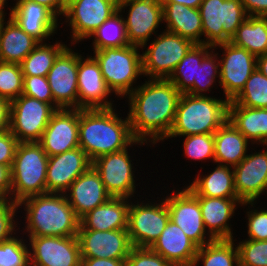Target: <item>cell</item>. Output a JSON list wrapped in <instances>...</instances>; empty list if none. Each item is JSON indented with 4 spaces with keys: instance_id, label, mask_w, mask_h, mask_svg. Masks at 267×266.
<instances>
[{
    "instance_id": "cell-1",
    "label": "cell",
    "mask_w": 267,
    "mask_h": 266,
    "mask_svg": "<svg viewBox=\"0 0 267 266\" xmlns=\"http://www.w3.org/2000/svg\"><path fill=\"white\" fill-rule=\"evenodd\" d=\"M181 93L168 79H149L128 98L133 137L152 145L168 137Z\"/></svg>"
},
{
    "instance_id": "cell-2",
    "label": "cell",
    "mask_w": 267,
    "mask_h": 266,
    "mask_svg": "<svg viewBox=\"0 0 267 266\" xmlns=\"http://www.w3.org/2000/svg\"><path fill=\"white\" fill-rule=\"evenodd\" d=\"M114 108L79 109V147L89 159L148 144L133 137L129 117H119Z\"/></svg>"
},
{
    "instance_id": "cell-3",
    "label": "cell",
    "mask_w": 267,
    "mask_h": 266,
    "mask_svg": "<svg viewBox=\"0 0 267 266\" xmlns=\"http://www.w3.org/2000/svg\"><path fill=\"white\" fill-rule=\"evenodd\" d=\"M23 205L27 236H77L80 219L63 193H45L28 197Z\"/></svg>"
},
{
    "instance_id": "cell-4",
    "label": "cell",
    "mask_w": 267,
    "mask_h": 266,
    "mask_svg": "<svg viewBox=\"0 0 267 266\" xmlns=\"http://www.w3.org/2000/svg\"><path fill=\"white\" fill-rule=\"evenodd\" d=\"M227 99L183 93L168 137L214 134L228 120Z\"/></svg>"
},
{
    "instance_id": "cell-5",
    "label": "cell",
    "mask_w": 267,
    "mask_h": 266,
    "mask_svg": "<svg viewBox=\"0 0 267 266\" xmlns=\"http://www.w3.org/2000/svg\"><path fill=\"white\" fill-rule=\"evenodd\" d=\"M49 156L38 142L19 143L11 166V201L46 193Z\"/></svg>"
},
{
    "instance_id": "cell-6",
    "label": "cell",
    "mask_w": 267,
    "mask_h": 266,
    "mask_svg": "<svg viewBox=\"0 0 267 266\" xmlns=\"http://www.w3.org/2000/svg\"><path fill=\"white\" fill-rule=\"evenodd\" d=\"M141 47L126 45L119 48L93 50L108 88L118 97L128 96L135 88L142 71Z\"/></svg>"
},
{
    "instance_id": "cell-7",
    "label": "cell",
    "mask_w": 267,
    "mask_h": 266,
    "mask_svg": "<svg viewBox=\"0 0 267 266\" xmlns=\"http://www.w3.org/2000/svg\"><path fill=\"white\" fill-rule=\"evenodd\" d=\"M198 9L202 19L203 44L212 47L230 42L248 17L240 0H203Z\"/></svg>"
},
{
    "instance_id": "cell-8",
    "label": "cell",
    "mask_w": 267,
    "mask_h": 266,
    "mask_svg": "<svg viewBox=\"0 0 267 266\" xmlns=\"http://www.w3.org/2000/svg\"><path fill=\"white\" fill-rule=\"evenodd\" d=\"M142 53L143 75L149 79H168L175 67L195 45L191 40L164 30Z\"/></svg>"
},
{
    "instance_id": "cell-9",
    "label": "cell",
    "mask_w": 267,
    "mask_h": 266,
    "mask_svg": "<svg viewBox=\"0 0 267 266\" xmlns=\"http://www.w3.org/2000/svg\"><path fill=\"white\" fill-rule=\"evenodd\" d=\"M55 111L50 104L21 94L11 101L10 131L19 143L39 142Z\"/></svg>"
},
{
    "instance_id": "cell-10",
    "label": "cell",
    "mask_w": 267,
    "mask_h": 266,
    "mask_svg": "<svg viewBox=\"0 0 267 266\" xmlns=\"http://www.w3.org/2000/svg\"><path fill=\"white\" fill-rule=\"evenodd\" d=\"M143 202H131L128 208L127 231L133 247H150L170 220L165 198L158 204Z\"/></svg>"
},
{
    "instance_id": "cell-11",
    "label": "cell",
    "mask_w": 267,
    "mask_h": 266,
    "mask_svg": "<svg viewBox=\"0 0 267 266\" xmlns=\"http://www.w3.org/2000/svg\"><path fill=\"white\" fill-rule=\"evenodd\" d=\"M119 0H73L66 6L65 22L71 27V44L90 38L91 34L118 11Z\"/></svg>"
},
{
    "instance_id": "cell-12",
    "label": "cell",
    "mask_w": 267,
    "mask_h": 266,
    "mask_svg": "<svg viewBox=\"0 0 267 266\" xmlns=\"http://www.w3.org/2000/svg\"><path fill=\"white\" fill-rule=\"evenodd\" d=\"M78 53L66 46L47 74L53 96V108L78 109Z\"/></svg>"
},
{
    "instance_id": "cell-13",
    "label": "cell",
    "mask_w": 267,
    "mask_h": 266,
    "mask_svg": "<svg viewBox=\"0 0 267 266\" xmlns=\"http://www.w3.org/2000/svg\"><path fill=\"white\" fill-rule=\"evenodd\" d=\"M126 7H129L127 18H124L128 42L143 50L163 23L161 0H119L118 10L124 12Z\"/></svg>"
},
{
    "instance_id": "cell-14",
    "label": "cell",
    "mask_w": 267,
    "mask_h": 266,
    "mask_svg": "<svg viewBox=\"0 0 267 266\" xmlns=\"http://www.w3.org/2000/svg\"><path fill=\"white\" fill-rule=\"evenodd\" d=\"M218 47L224 51L219 60V86L223 89L225 99L232 101L256 69L257 57L231 42L218 44L213 48Z\"/></svg>"
},
{
    "instance_id": "cell-15",
    "label": "cell",
    "mask_w": 267,
    "mask_h": 266,
    "mask_svg": "<svg viewBox=\"0 0 267 266\" xmlns=\"http://www.w3.org/2000/svg\"><path fill=\"white\" fill-rule=\"evenodd\" d=\"M28 237L30 266H81L82 258L77 236Z\"/></svg>"
},
{
    "instance_id": "cell-16",
    "label": "cell",
    "mask_w": 267,
    "mask_h": 266,
    "mask_svg": "<svg viewBox=\"0 0 267 266\" xmlns=\"http://www.w3.org/2000/svg\"><path fill=\"white\" fill-rule=\"evenodd\" d=\"M184 188L165 197L170 220L198 247H201L215 239L205 228L198 198L186 186Z\"/></svg>"
},
{
    "instance_id": "cell-17",
    "label": "cell",
    "mask_w": 267,
    "mask_h": 266,
    "mask_svg": "<svg viewBox=\"0 0 267 266\" xmlns=\"http://www.w3.org/2000/svg\"><path fill=\"white\" fill-rule=\"evenodd\" d=\"M128 148L109 153L92 161L106 191L111 197L132 198L136 190L135 172Z\"/></svg>"
},
{
    "instance_id": "cell-18",
    "label": "cell",
    "mask_w": 267,
    "mask_h": 266,
    "mask_svg": "<svg viewBox=\"0 0 267 266\" xmlns=\"http://www.w3.org/2000/svg\"><path fill=\"white\" fill-rule=\"evenodd\" d=\"M78 109L114 108L108 97L112 91L108 88L99 64L93 56L84 58L78 54Z\"/></svg>"
},
{
    "instance_id": "cell-19",
    "label": "cell",
    "mask_w": 267,
    "mask_h": 266,
    "mask_svg": "<svg viewBox=\"0 0 267 266\" xmlns=\"http://www.w3.org/2000/svg\"><path fill=\"white\" fill-rule=\"evenodd\" d=\"M265 149L247 154L233 167L236 195L243 202L241 206H253L262 193L267 194V147Z\"/></svg>"
},
{
    "instance_id": "cell-20",
    "label": "cell",
    "mask_w": 267,
    "mask_h": 266,
    "mask_svg": "<svg viewBox=\"0 0 267 266\" xmlns=\"http://www.w3.org/2000/svg\"><path fill=\"white\" fill-rule=\"evenodd\" d=\"M38 143L48 156L79 147V109L56 110Z\"/></svg>"
},
{
    "instance_id": "cell-21",
    "label": "cell",
    "mask_w": 267,
    "mask_h": 266,
    "mask_svg": "<svg viewBox=\"0 0 267 266\" xmlns=\"http://www.w3.org/2000/svg\"><path fill=\"white\" fill-rule=\"evenodd\" d=\"M81 258L127 259L131 248L127 229L79 230Z\"/></svg>"
},
{
    "instance_id": "cell-22",
    "label": "cell",
    "mask_w": 267,
    "mask_h": 266,
    "mask_svg": "<svg viewBox=\"0 0 267 266\" xmlns=\"http://www.w3.org/2000/svg\"><path fill=\"white\" fill-rule=\"evenodd\" d=\"M92 166V162L80 147L49 156L46 174V193H63L81 174Z\"/></svg>"
},
{
    "instance_id": "cell-23",
    "label": "cell",
    "mask_w": 267,
    "mask_h": 266,
    "mask_svg": "<svg viewBox=\"0 0 267 266\" xmlns=\"http://www.w3.org/2000/svg\"><path fill=\"white\" fill-rule=\"evenodd\" d=\"M9 16L39 43L53 37L58 29V17L45 5L29 0H16Z\"/></svg>"
},
{
    "instance_id": "cell-24",
    "label": "cell",
    "mask_w": 267,
    "mask_h": 266,
    "mask_svg": "<svg viewBox=\"0 0 267 266\" xmlns=\"http://www.w3.org/2000/svg\"><path fill=\"white\" fill-rule=\"evenodd\" d=\"M65 195L79 219L111 198L92 166L73 181Z\"/></svg>"
},
{
    "instance_id": "cell-25",
    "label": "cell",
    "mask_w": 267,
    "mask_h": 266,
    "mask_svg": "<svg viewBox=\"0 0 267 266\" xmlns=\"http://www.w3.org/2000/svg\"><path fill=\"white\" fill-rule=\"evenodd\" d=\"M173 266H193L198 246L171 220L149 247Z\"/></svg>"
},
{
    "instance_id": "cell-26",
    "label": "cell",
    "mask_w": 267,
    "mask_h": 266,
    "mask_svg": "<svg viewBox=\"0 0 267 266\" xmlns=\"http://www.w3.org/2000/svg\"><path fill=\"white\" fill-rule=\"evenodd\" d=\"M196 197L208 233L215 240L234 239L229 221L234 216L237 206L243 202L239 198Z\"/></svg>"
},
{
    "instance_id": "cell-27",
    "label": "cell",
    "mask_w": 267,
    "mask_h": 266,
    "mask_svg": "<svg viewBox=\"0 0 267 266\" xmlns=\"http://www.w3.org/2000/svg\"><path fill=\"white\" fill-rule=\"evenodd\" d=\"M129 198L111 197L80 219L79 230L127 229Z\"/></svg>"
},
{
    "instance_id": "cell-28",
    "label": "cell",
    "mask_w": 267,
    "mask_h": 266,
    "mask_svg": "<svg viewBox=\"0 0 267 266\" xmlns=\"http://www.w3.org/2000/svg\"><path fill=\"white\" fill-rule=\"evenodd\" d=\"M163 6V22L167 31L187 38L195 44H203L202 19L198 8L178 3H161Z\"/></svg>"
},
{
    "instance_id": "cell-29",
    "label": "cell",
    "mask_w": 267,
    "mask_h": 266,
    "mask_svg": "<svg viewBox=\"0 0 267 266\" xmlns=\"http://www.w3.org/2000/svg\"><path fill=\"white\" fill-rule=\"evenodd\" d=\"M250 142L227 120L214 133V163L234 167L246 156Z\"/></svg>"
},
{
    "instance_id": "cell-30",
    "label": "cell",
    "mask_w": 267,
    "mask_h": 266,
    "mask_svg": "<svg viewBox=\"0 0 267 266\" xmlns=\"http://www.w3.org/2000/svg\"><path fill=\"white\" fill-rule=\"evenodd\" d=\"M228 120L252 145H267V108H249L229 102Z\"/></svg>"
},
{
    "instance_id": "cell-31",
    "label": "cell",
    "mask_w": 267,
    "mask_h": 266,
    "mask_svg": "<svg viewBox=\"0 0 267 266\" xmlns=\"http://www.w3.org/2000/svg\"><path fill=\"white\" fill-rule=\"evenodd\" d=\"M8 19L7 22L0 20V60L20 64L39 42L24 32L11 17Z\"/></svg>"
},
{
    "instance_id": "cell-32",
    "label": "cell",
    "mask_w": 267,
    "mask_h": 266,
    "mask_svg": "<svg viewBox=\"0 0 267 266\" xmlns=\"http://www.w3.org/2000/svg\"><path fill=\"white\" fill-rule=\"evenodd\" d=\"M206 176L198 174L187 188L195 196L238 198L235 190L233 167L219 165Z\"/></svg>"
},
{
    "instance_id": "cell-33",
    "label": "cell",
    "mask_w": 267,
    "mask_h": 266,
    "mask_svg": "<svg viewBox=\"0 0 267 266\" xmlns=\"http://www.w3.org/2000/svg\"><path fill=\"white\" fill-rule=\"evenodd\" d=\"M230 42L256 57L267 53V17L248 16Z\"/></svg>"
},
{
    "instance_id": "cell-34",
    "label": "cell",
    "mask_w": 267,
    "mask_h": 266,
    "mask_svg": "<svg viewBox=\"0 0 267 266\" xmlns=\"http://www.w3.org/2000/svg\"><path fill=\"white\" fill-rule=\"evenodd\" d=\"M212 48L205 44H195L175 67L168 80L181 94L186 93L193 84H199L200 65Z\"/></svg>"
},
{
    "instance_id": "cell-35",
    "label": "cell",
    "mask_w": 267,
    "mask_h": 266,
    "mask_svg": "<svg viewBox=\"0 0 267 266\" xmlns=\"http://www.w3.org/2000/svg\"><path fill=\"white\" fill-rule=\"evenodd\" d=\"M235 239H217L198 247L193 266H239V253ZM235 245V247H234Z\"/></svg>"
},
{
    "instance_id": "cell-36",
    "label": "cell",
    "mask_w": 267,
    "mask_h": 266,
    "mask_svg": "<svg viewBox=\"0 0 267 266\" xmlns=\"http://www.w3.org/2000/svg\"><path fill=\"white\" fill-rule=\"evenodd\" d=\"M66 46L67 44L57 41L53 45L39 43L20 63L23 76L47 77L54 60Z\"/></svg>"
},
{
    "instance_id": "cell-37",
    "label": "cell",
    "mask_w": 267,
    "mask_h": 266,
    "mask_svg": "<svg viewBox=\"0 0 267 266\" xmlns=\"http://www.w3.org/2000/svg\"><path fill=\"white\" fill-rule=\"evenodd\" d=\"M119 10L103 22L90 37H94L93 50L119 48L130 45L127 38L125 21Z\"/></svg>"
},
{
    "instance_id": "cell-38",
    "label": "cell",
    "mask_w": 267,
    "mask_h": 266,
    "mask_svg": "<svg viewBox=\"0 0 267 266\" xmlns=\"http://www.w3.org/2000/svg\"><path fill=\"white\" fill-rule=\"evenodd\" d=\"M229 102L249 108H267V77L256 68L241 92Z\"/></svg>"
},
{
    "instance_id": "cell-39",
    "label": "cell",
    "mask_w": 267,
    "mask_h": 266,
    "mask_svg": "<svg viewBox=\"0 0 267 266\" xmlns=\"http://www.w3.org/2000/svg\"><path fill=\"white\" fill-rule=\"evenodd\" d=\"M212 48L204 57L200 65L199 84L193 86L186 92L193 96H207L206 92H210L212 85L216 82V78H220V68L218 60V52L214 53ZM217 63V64H216ZM205 92V93H204Z\"/></svg>"
},
{
    "instance_id": "cell-40",
    "label": "cell",
    "mask_w": 267,
    "mask_h": 266,
    "mask_svg": "<svg viewBox=\"0 0 267 266\" xmlns=\"http://www.w3.org/2000/svg\"><path fill=\"white\" fill-rule=\"evenodd\" d=\"M23 77L20 64L0 62V97L18 98L23 93Z\"/></svg>"
},
{
    "instance_id": "cell-41",
    "label": "cell",
    "mask_w": 267,
    "mask_h": 266,
    "mask_svg": "<svg viewBox=\"0 0 267 266\" xmlns=\"http://www.w3.org/2000/svg\"><path fill=\"white\" fill-rule=\"evenodd\" d=\"M16 237L0 242V266H30L28 244Z\"/></svg>"
},
{
    "instance_id": "cell-42",
    "label": "cell",
    "mask_w": 267,
    "mask_h": 266,
    "mask_svg": "<svg viewBox=\"0 0 267 266\" xmlns=\"http://www.w3.org/2000/svg\"><path fill=\"white\" fill-rule=\"evenodd\" d=\"M184 137L185 157L195 161L212 159L214 162V134H196Z\"/></svg>"
},
{
    "instance_id": "cell-43",
    "label": "cell",
    "mask_w": 267,
    "mask_h": 266,
    "mask_svg": "<svg viewBox=\"0 0 267 266\" xmlns=\"http://www.w3.org/2000/svg\"><path fill=\"white\" fill-rule=\"evenodd\" d=\"M239 266H267V240H242L237 244Z\"/></svg>"
},
{
    "instance_id": "cell-44",
    "label": "cell",
    "mask_w": 267,
    "mask_h": 266,
    "mask_svg": "<svg viewBox=\"0 0 267 266\" xmlns=\"http://www.w3.org/2000/svg\"><path fill=\"white\" fill-rule=\"evenodd\" d=\"M22 94L48 103L53 107V96L47 77L24 76Z\"/></svg>"
},
{
    "instance_id": "cell-45",
    "label": "cell",
    "mask_w": 267,
    "mask_h": 266,
    "mask_svg": "<svg viewBox=\"0 0 267 266\" xmlns=\"http://www.w3.org/2000/svg\"><path fill=\"white\" fill-rule=\"evenodd\" d=\"M18 209V204L13 201L8 199L0 200V242L10 239L13 234H16L18 230L16 227L18 226L14 218Z\"/></svg>"
},
{
    "instance_id": "cell-46",
    "label": "cell",
    "mask_w": 267,
    "mask_h": 266,
    "mask_svg": "<svg viewBox=\"0 0 267 266\" xmlns=\"http://www.w3.org/2000/svg\"><path fill=\"white\" fill-rule=\"evenodd\" d=\"M126 266H173L149 247H132Z\"/></svg>"
},
{
    "instance_id": "cell-47",
    "label": "cell",
    "mask_w": 267,
    "mask_h": 266,
    "mask_svg": "<svg viewBox=\"0 0 267 266\" xmlns=\"http://www.w3.org/2000/svg\"><path fill=\"white\" fill-rule=\"evenodd\" d=\"M251 210V211H250ZM247 210V234L248 240L262 241L267 240V210Z\"/></svg>"
},
{
    "instance_id": "cell-48",
    "label": "cell",
    "mask_w": 267,
    "mask_h": 266,
    "mask_svg": "<svg viewBox=\"0 0 267 266\" xmlns=\"http://www.w3.org/2000/svg\"><path fill=\"white\" fill-rule=\"evenodd\" d=\"M18 144L10 129L0 132V165L12 166Z\"/></svg>"
},
{
    "instance_id": "cell-49",
    "label": "cell",
    "mask_w": 267,
    "mask_h": 266,
    "mask_svg": "<svg viewBox=\"0 0 267 266\" xmlns=\"http://www.w3.org/2000/svg\"><path fill=\"white\" fill-rule=\"evenodd\" d=\"M248 16L267 17V0H240Z\"/></svg>"
},
{
    "instance_id": "cell-50",
    "label": "cell",
    "mask_w": 267,
    "mask_h": 266,
    "mask_svg": "<svg viewBox=\"0 0 267 266\" xmlns=\"http://www.w3.org/2000/svg\"><path fill=\"white\" fill-rule=\"evenodd\" d=\"M0 197L11 200V167L0 165Z\"/></svg>"
},
{
    "instance_id": "cell-51",
    "label": "cell",
    "mask_w": 267,
    "mask_h": 266,
    "mask_svg": "<svg viewBox=\"0 0 267 266\" xmlns=\"http://www.w3.org/2000/svg\"><path fill=\"white\" fill-rule=\"evenodd\" d=\"M81 266H126V259L82 258Z\"/></svg>"
},
{
    "instance_id": "cell-52",
    "label": "cell",
    "mask_w": 267,
    "mask_h": 266,
    "mask_svg": "<svg viewBox=\"0 0 267 266\" xmlns=\"http://www.w3.org/2000/svg\"><path fill=\"white\" fill-rule=\"evenodd\" d=\"M11 101L0 97V132L10 129Z\"/></svg>"
},
{
    "instance_id": "cell-53",
    "label": "cell",
    "mask_w": 267,
    "mask_h": 266,
    "mask_svg": "<svg viewBox=\"0 0 267 266\" xmlns=\"http://www.w3.org/2000/svg\"><path fill=\"white\" fill-rule=\"evenodd\" d=\"M38 4L45 5L49 8L58 18L64 15L66 4L64 0H29Z\"/></svg>"
},
{
    "instance_id": "cell-54",
    "label": "cell",
    "mask_w": 267,
    "mask_h": 266,
    "mask_svg": "<svg viewBox=\"0 0 267 266\" xmlns=\"http://www.w3.org/2000/svg\"><path fill=\"white\" fill-rule=\"evenodd\" d=\"M203 0H161V3H178L192 8H199Z\"/></svg>"
},
{
    "instance_id": "cell-55",
    "label": "cell",
    "mask_w": 267,
    "mask_h": 266,
    "mask_svg": "<svg viewBox=\"0 0 267 266\" xmlns=\"http://www.w3.org/2000/svg\"><path fill=\"white\" fill-rule=\"evenodd\" d=\"M256 68L267 77V53L257 57Z\"/></svg>"
},
{
    "instance_id": "cell-56",
    "label": "cell",
    "mask_w": 267,
    "mask_h": 266,
    "mask_svg": "<svg viewBox=\"0 0 267 266\" xmlns=\"http://www.w3.org/2000/svg\"><path fill=\"white\" fill-rule=\"evenodd\" d=\"M7 4L6 0H0V20L5 19V5ZM4 9V10H3Z\"/></svg>"
},
{
    "instance_id": "cell-57",
    "label": "cell",
    "mask_w": 267,
    "mask_h": 266,
    "mask_svg": "<svg viewBox=\"0 0 267 266\" xmlns=\"http://www.w3.org/2000/svg\"><path fill=\"white\" fill-rule=\"evenodd\" d=\"M65 4L67 5L69 2L73 1V0H64Z\"/></svg>"
}]
</instances>
